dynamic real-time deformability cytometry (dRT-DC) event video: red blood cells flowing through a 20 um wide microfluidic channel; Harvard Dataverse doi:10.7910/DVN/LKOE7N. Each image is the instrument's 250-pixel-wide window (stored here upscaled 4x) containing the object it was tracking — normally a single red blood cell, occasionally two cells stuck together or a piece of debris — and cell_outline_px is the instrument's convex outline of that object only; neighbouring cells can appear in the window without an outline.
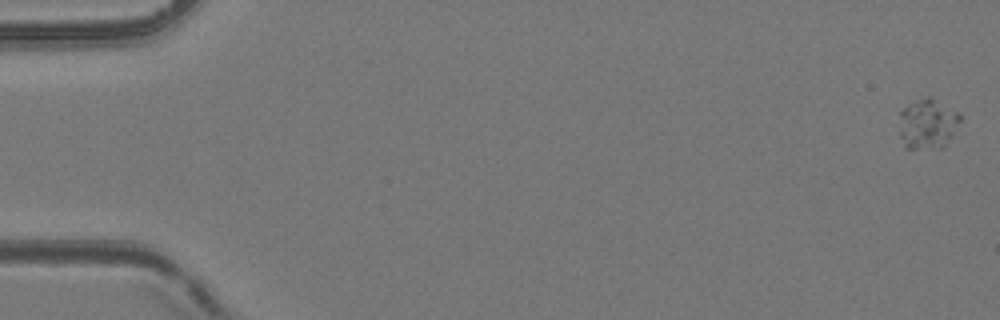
{"species": "common noctule bat (a hibernating species)", "species_latin": "Nyctalus noctula", "temperature_condition": "room temperature", "stored_images_in_passage": 7, "camera_frame_rate_fps": 3000, "um_per_image_px": 0.085, "animal": {"sex": "female", "body_mass_g": 24.6, "forearm_length_mm": 56.2}, "frame": {"image": 1, "passage_image": 1, "time_ms": 0.0, "image_size_px": [1000, 320], "cell_outline_px": [[960, 120], [952, 136], [944, 148], [904, 148], [900, 136], [900, 108], [916, 100], [928, 96], [960, 112]], "centroid_in_image_um": [78.84, 10.53], "position_along_channel_um": 6.2, "area_um2": 17.92}}
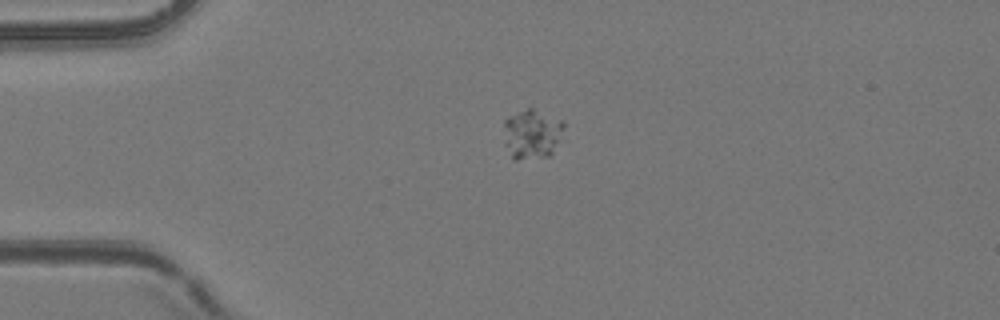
{"frame": {"image": 2, "passage_image": 5, "time_ms": 1.333, "image_size_px": [1000, 320], "cell_outline_px": [[564, 128], [552, 156], [516, 160], [512, 156], [504, 144], [504, 120], [508, 116], [528, 108], [532, 108], [564, 120]], "centroid_in_image_um": [45.23, 11.39], "position_along_channel_um": 39.8, "area_um2": 17.57}}